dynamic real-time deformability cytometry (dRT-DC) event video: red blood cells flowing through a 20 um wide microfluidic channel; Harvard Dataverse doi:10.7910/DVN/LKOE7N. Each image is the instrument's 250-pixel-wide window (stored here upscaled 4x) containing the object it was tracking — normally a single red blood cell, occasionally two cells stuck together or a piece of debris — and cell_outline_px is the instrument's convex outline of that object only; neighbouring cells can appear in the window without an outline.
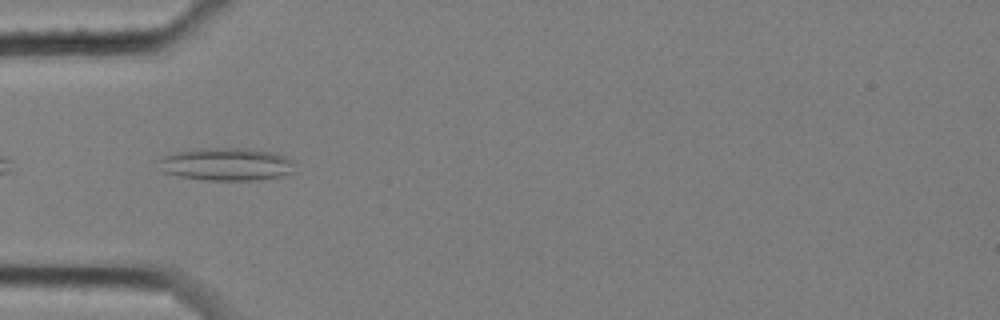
{"species": "common noctule bat (a hibernating species)", "species_latin": "Nyctalus noctula", "temperature_condition": "cold", "stored_images_in_passage": 6, "camera_frame_rate_fps": 3000, "um_per_image_px": 0.085, "animal": {"sex": "female", "body_mass_g": 25.1}, "frame": {"image": 1, "passage_image": 3, "time_ms": 0.667, "image_size_px": [1000, 320], "cell_outline_px": [[296, 172], [280, 176], [256, 180], [208, 180], [180, 176], [164, 172], [156, 160], [164, 156], [176, 152], [196, 148], [248, 148], [272, 152], [284, 156], [292, 160]], "centroid_in_image_um": [19.26, 13.95], "position_along_channel_um": 65.7, "area_um2": 26.07}}